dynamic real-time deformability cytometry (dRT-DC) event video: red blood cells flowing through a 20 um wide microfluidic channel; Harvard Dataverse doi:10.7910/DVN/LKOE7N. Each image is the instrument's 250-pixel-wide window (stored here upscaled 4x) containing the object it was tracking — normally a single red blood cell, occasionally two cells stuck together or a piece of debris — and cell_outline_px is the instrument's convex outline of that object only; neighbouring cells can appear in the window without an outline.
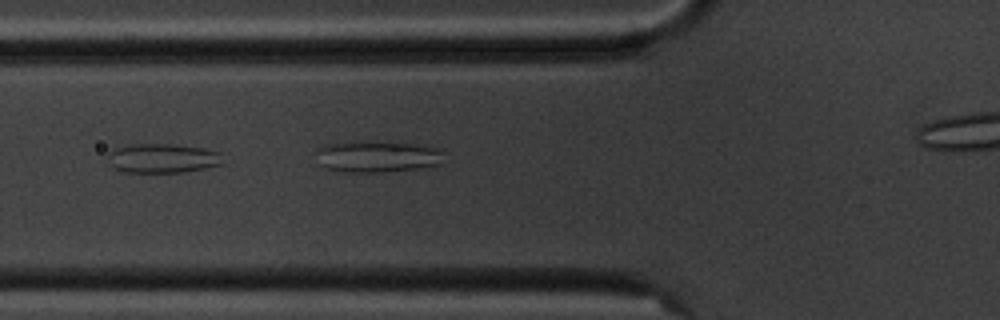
{"species": "common noctule bat (a hibernating species)", "species_latin": "Nyctalus noctula", "temperature_condition": "cold", "stored_images_in_passage": 8, "camera_frame_rate_fps": 3000, "um_per_image_px": 0.085, "animal": {"sex": "male", "body_mass_g": 20.1, "forearm_length_mm": 53.5}, "frame": {"image": 1, "passage_image": 6, "time_ms": 5.667, "image_size_px": [1000, 320], "cell_outline_px": [[224, 164], [184, 172], [124, 172], [112, 168], [108, 156], [108, 152], [116, 144], [172, 144], [200, 148], [220, 152]], "centroid_in_image_um": [13.74, 13.44], "position_along_channel_um": 112.1, "area_um2": 19.94}}